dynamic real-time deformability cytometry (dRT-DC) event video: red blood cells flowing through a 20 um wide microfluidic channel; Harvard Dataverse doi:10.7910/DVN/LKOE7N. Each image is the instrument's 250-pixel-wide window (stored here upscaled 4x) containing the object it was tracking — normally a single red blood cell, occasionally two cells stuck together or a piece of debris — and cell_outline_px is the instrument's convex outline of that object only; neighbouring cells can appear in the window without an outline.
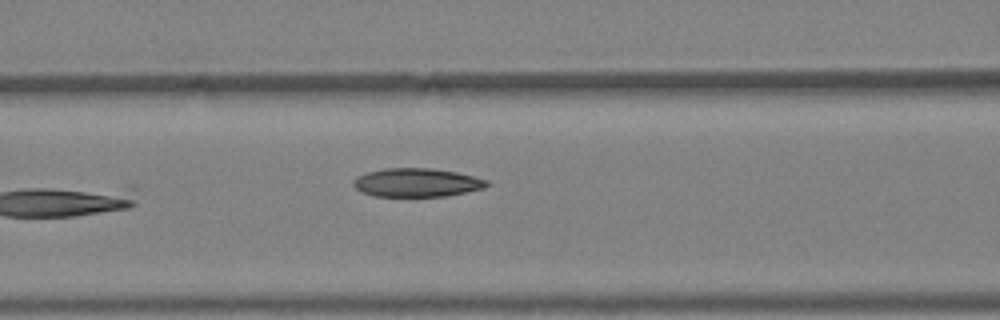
{"species": "Egyptian fruit bat (a non-hibernating species)", "species_latin": "Rousettus aegyptiacus", "temperature_condition": "warm", "stored_images_in_passage": 6, "camera_frame_rate_fps": 3000, "um_per_image_px": 0.085, "animal": {"sex": "female"}, "frame": {"image": 1, "passage_image": 6, "time_ms": 1.667, "image_size_px": [1000, 320], "cell_outline_px": [[488, 184], [484, 188], [444, 196], [376, 196], [364, 192], [356, 188], [352, 184], [352, 180], [356, 176], [368, 172], [384, 168], [432, 168], [456, 172], [488, 180]], "centroid_in_image_um": [35.4, 15.51], "position_along_channel_um": 131.2, "area_um2": 22.02}}